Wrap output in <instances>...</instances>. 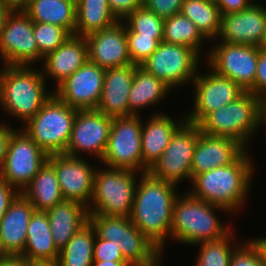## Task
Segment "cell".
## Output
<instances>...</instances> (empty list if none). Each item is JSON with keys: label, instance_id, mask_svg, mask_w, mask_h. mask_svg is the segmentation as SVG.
I'll list each match as a JSON object with an SVG mask.
<instances>
[{"label": "cell", "instance_id": "obj_1", "mask_svg": "<svg viewBox=\"0 0 266 266\" xmlns=\"http://www.w3.org/2000/svg\"><path fill=\"white\" fill-rule=\"evenodd\" d=\"M140 177L130 219L163 252L165 238L171 231L174 201L180 195L175 184L157 179L149 172Z\"/></svg>", "mask_w": 266, "mask_h": 266}, {"label": "cell", "instance_id": "obj_2", "mask_svg": "<svg viewBox=\"0 0 266 266\" xmlns=\"http://www.w3.org/2000/svg\"><path fill=\"white\" fill-rule=\"evenodd\" d=\"M253 163L247 150L228 166H220L196 175L191 182L190 194L210 204L225 209V212L238 210L246 200Z\"/></svg>", "mask_w": 266, "mask_h": 266}, {"label": "cell", "instance_id": "obj_3", "mask_svg": "<svg viewBox=\"0 0 266 266\" xmlns=\"http://www.w3.org/2000/svg\"><path fill=\"white\" fill-rule=\"evenodd\" d=\"M0 71V105L25 124L52 96L42 71L24 65H4Z\"/></svg>", "mask_w": 266, "mask_h": 266}, {"label": "cell", "instance_id": "obj_4", "mask_svg": "<svg viewBox=\"0 0 266 266\" xmlns=\"http://www.w3.org/2000/svg\"><path fill=\"white\" fill-rule=\"evenodd\" d=\"M214 209L225 210L195 198L189 192L183 198L177 196L173 205L170 235L188 245H198L201 242L216 241L225 237L231 229L219 222L213 213Z\"/></svg>", "mask_w": 266, "mask_h": 266}, {"label": "cell", "instance_id": "obj_5", "mask_svg": "<svg viewBox=\"0 0 266 266\" xmlns=\"http://www.w3.org/2000/svg\"><path fill=\"white\" fill-rule=\"evenodd\" d=\"M261 122L262 98L245 91L231 103L208 113L197 125L205 134L236 140L247 149L246 143Z\"/></svg>", "mask_w": 266, "mask_h": 266}, {"label": "cell", "instance_id": "obj_6", "mask_svg": "<svg viewBox=\"0 0 266 266\" xmlns=\"http://www.w3.org/2000/svg\"><path fill=\"white\" fill-rule=\"evenodd\" d=\"M96 234L119 247L131 266H158L163 254L131 221L130 217L89 214Z\"/></svg>", "mask_w": 266, "mask_h": 266}, {"label": "cell", "instance_id": "obj_7", "mask_svg": "<svg viewBox=\"0 0 266 266\" xmlns=\"http://www.w3.org/2000/svg\"><path fill=\"white\" fill-rule=\"evenodd\" d=\"M76 113L53 93L23 130L47 155L64 153Z\"/></svg>", "mask_w": 266, "mask_h": 266}, {"label": "cell", "instance_id": "obj_8", "mask_svg": "<svg viewBox=\"0 0 266 266\" xmlns=\"http://www.w3.org/2000/svg\"><path fill=\"white\" fill-rule=\"evenodd\" d=\"M135 170L97 169L89 214L130 217L136 192ZM95 205V206H94Z\"/></svg>", "mask_w": 266, "mask_h": 266}, {"label": "cell", "instance_id": "obj_9", "mask_svg": "<svg viewBox=\"0 0 266 266\" xmlns=\"http://www.w3.org/2000/svg\"><path fill=\"white\" fill-rule=\"evenodd\" d=\"M198 61L199 54L191 47L162 41L140 67L171 89L194 80Z\"/></svg>", "mask_w": 266, "mask_h": 266}, {"label": "cell", "instance_id": "obj_10", "mask_svg": "<svg viewBox=\"0 0 266 266\" xmlns=\"http://www.w3.org/2000/svg\"><path fill=\"white\" fill-rule=\"evenodd\" d=\"M141 129L142 122L138 115L113 118L108 144L100 162L108 168L143 173Z\"/></svg>", "mask_w": 266, "mask_h": 266}, {"label": "cell", "instance_id": "obj_11", "mask_svg": "<svg viewBox=\"0 0 266 266\" xmlns=\"http://www.w3.org/2000/svg\"><path fill=\"white\" fill-rule=\"evenodd\" d=\"M18 131L14 130L9 138L0 177L21 193L46 162L48 155L23 129Z\"/></svg>", "mask_w": 266, "mask_h": 266}, {"label": "cell", "instance_id": "obj_12", "mask_svg": "<svg viewBox=\"0 0 266 266\" xmlns=\"http://www.w3.org/2000/svg\"><path fill=\"white\" fill-rule=\"evenodd\" d=\"M199 136V126L186 121L174 133L170 143L148 172L157 179L175 185L185 178L192 180V156Z\"/></svg>", "mask_w": 266, "mask_h": 266}, {"label": "cell", "instance_id": "obj_13", "mask_svg": "<svg viewBox=\"0 0 266 266\" xmlns=\"http://www.w3.org/2000/svg\"><path fill=\"white\" fill-rule=\"evenodd\" d=\"M260 48L221 42L208 54V65L218 74L238 83L245 91L253 93Z\"/></svg>", "mask_w": 266, "mask_h": 266}, {"label": "cell", "instance_id": "obj_14", "mask_svg": "<svg viewBox=\"0 0 266 266\" xmlns=\"http://www.w3.org/2000/svg\"><path fill=\"white\" fill-rule=\"evenodd\" d=\"M0 54L6 65L30 66L39 60L33 21L23 10L9 14L0 36Z\"/></svg>", "mask_w": 266, "mask_h": 266}, {"label": "cell", "instance_id": "obj_15", "mask_svg": "<svg viewBox=\"0 0 266 266\" xmlns=\"http://www.w3.org/2000/svg\"><path fill=\"white\" fill-rule=\"evenodd\" d=\"M113 118L97 109L77 110L71 136L64 154L78 157L79 151L94 153L102 159L109 139Z\"/></svg>", "mask_w": 266, "mask_h": 266}, {"label": "cell", "instance_id": "obj_16", "mask_svg": "<svg viewBox=\"0 0 266 266\" xmlns=\"http://www.w3.org/2000/svg\"><path fill=\"white\" fill-rule=\"evenodd\" d=\"M196 74L194 110L185 117L186 121L198 124L208 113L227 105L240 97L245 90L228 77L213 69L205 76Z\"/></svg>", "mask_w": 266, "mask_h": 266}, {"label": "cell", "instance_id": "obj_17", "mask_svg": "<svg viewBox=\"0 0 266 266\" xmlns=\"http://www.w3.org/2000/svg\"><path fill=\"white\" fill-rule=\"evenodd\" d=\"M105 69L87 61L60 83L54 94L77 110L96 109L103 89Z\"/></svg>", "mask_w": 266, "mask_h": 266}, {"label": "cell", "instance_id": "obj_18", "mask_svg": "<svg viewBox=\"0 0 266 266\" xmlns=\"http://www.w3.org/2000/svg\"><path fill=\"white\" fill-rule=\"evenodd\" d=\"M47 160L55 167L64 200L76 201L88 207L86 203L92 199L96 168L93 169L79 156L64 153L48 155Z\"/></svg>", "mask_w": 266, "mask_h": 266}, {"label": "cell", "instance_id": "obj_19", "mask_svg": "<svg viewBox=\"0 0 266 266\" xmlns=\"http://www.w3.org/2000/svg\"><path fill=\"white\" fill-rule=\"evenodd\" d=\"M266 29V7L253 3L238 12L221 15V42L261 47Z\"/></svg>", "mask_w": 266, "mask_h": 266}, {"label": "cell", "instance_id": "obj_20", "mask_svg": "<svg viewBox=\"0 0 266 266\" xmlns=\"http://www.w3.org/2000/svg\"><path fill=\"white\" fill-rule=\"evenodd\" d=\"M89 61L107 70L132 64L128 53L125 25L121 21L87 35Z\"/></svg>", "mask_w": 266, "mask_h": 266}, {"label": "cell", "instance_id": "obj_21", "mask_svg": "<svg viewBox=\"0 0 266 266\" xmlns=\"http://www.w3.org/2000/svg\"><path fill=\"white\" fill-rule=\"evenodd\" d=\"M245 151L246 148L236 140L200 131L192 156V179L200 173L233 164Z\"/></svg>", "mask_w": 266, "mask_h": 266}, {"label": "cell", "instance_id": "obj_22", "mask_svg": "<svg viewBox=\"0 0 266 266\" xmlns=\"http://www.w3.org/2000/svg\"><path fill=\"white\" fill-rule=\"evenodd\" d=\"M137 67L129 64L105 70L98 111L110 118L129 117L128 98Z\"/></svg>", "mask_w": 266, "mask_h": 266}, {"label": "cell", "instance_id": "obj_23", "mask_svg": "<svg viewBox=\"0 0 266 266\" xmlns=\"http://www.w3.org/2000/svg\"><path fill=\"white\" fill-rule=\"evenodd\" d=\"M35 209L21 193L0 220V240L9 256H21L27 240V227Z\"/></svg>", "mask_w": 266, "mask_h": 266}, {"label": "cell", "instance_id": "obj_24", "mask_svg": "<svg viewBox=\"0 0 266 266\" xmlns=\"http://www.w3.org/2000/svg\"><path fill=\"white\" fill-rule=\"evenodd\" d=\"M43 60L42 74L45 76L47 74V76L55 79L58 86L89 60L86 38L71 35L55 51L46 55Z\"/></svg>", "mask_w": 266, "mask_h": 266}, {"label": "cell", "instance_id": "obj_25", "mask_svg": "<svg viewBox=\"0 0 266 266\" xmlns=\"http://www.w3.org/2000/svg\"><path fill=\"white\" fill-rule=\"evenodd\" d=\"M186 122H175L166 114H155L142 124L141 146L143 173L148 172L152 165L160 158L161 154L170 143L174 133ZM178 123V124H177Z\"/></svg>", "mask_w": 266, "mask_h": 266}, {"label": "cell", "instance_id": "obj_26", "mask_svg": "<svg viewBox=\"0 0 266 266\" xmlns=\"http://www.w3.org/2000/svg\"><path fill=\"white\" fill-rule=\"evenodd\" d=\"M46 213L52 238L59 251L89 222L88 208L76 201L64 200L47 210Z\"/></svg>", "mask_w": 266, "mask_h": 266}, {"label": "cell", "instance_id": "obj_27", "mask_svg": "<svg viewBox=\"0 0 266 266\" xmlns=\"http://www.w3.org/2000/svg\"><path fill=\"white\" fill-rule=\"evenodd\" d=\"M21 194L32 203L35 211L46 212L64 201L55 167L48 160Z\"/></svg>", "mask_w": 266, "mask_h": 266}, {"label": "cell", "instance_id": "obj_28", "mask_svg": "<svg viewBox=\"0 0 266 266\" xmlns=\"http://www.w3.org/2000/svg\"><path fill=\"white\" fill-rule=\"evenodd\" d=\"M23 11L33 22L50 23L74 35L76 0H29Z\"/></svg>", "mask_w": 266, "mask_h": 266}, {"label": "cell", "instance_id": "obj_29", "mask_svg": "<svg viewBox=\"0 0 266 266\" xmlns=\"http://www.w3.org/2000/svg\"><path fill=\"white\" fill-rule=\"evenodd\" d=\"M59 253L51 235L47 213L34 211L28 223L27 240L21 257L26 260L58 259Z\"/></svg>", "mask_w": 266, "mask_h": 266}, {"label": "cell", "instance_id": "obj_30", "mask_svg": "<svg viewBox=\"0 0 266 266\" xmlns=\"http://www.w3.org/2000/svg\"><path fill=\"white\" fill-rule=\"evenodd\" d=\"M119 20L111 11L107 0H77L75 36L86 37L101 31Z\"/></svg>", "mask_w": 266, "mask_h": 266}, {"label": "cell", "instance_id": "obj_31", "mask_svg": "<svg viewBox=\"0 0 266 266\" xmlns=\"http://www.w3.org/2000/svg\"><path fill=\"white\" fill-rule=\"evenodd\" d=\"M170 88L154 75L138 66L130 88L128 105L129 116L138 115L139 108L155 105L164 99Z\"/></svg>", "mask_w": 266, "mask_h": 266}, {"label": "cell", "instance_id": "obj_32", "mask_svg": "<svg viewBox=\"0 0 266 266\" xmlns=\"http://www.w3.org/2000/svg\"><path fill=\"white\" fill-rule=\"evenodd\" d=\"M96 230L89 221L59 253L60 266H92Z\"/></svg>", "mask_w": 266, "mask_h": 266}, {"label": "cell", "instance_id": "obj_33", "mask_svg": "<svg viewBox=\"0 0 266 266\" xmlns=\"http://www.w3.org/2000/svg\"><path fill=\"white\" fill-rule=\"evenodd\" d=\"M180 13L189 18L207 39L220 33L221 14L216 2L209 0H184Z\"/></svg>", "mask_w": 266, "mask_h": 266}, {"label": "cell", "instance_id": "obj_34", "mask_svg": "<svg viewBox=\"0 0 266 266\" xmlns=\"http://www.w3.org/2000/svg\"><path fill=\"white\" fill-rule=\"evenodd\" d=\"M204 39L196 25L181 13L164 19L163 42L189 46L200 55Z\"/></svg>", "mask_w": 266, "mask_h": 266}, {"label": "cell", "instance_id": "obj_35", "mask_svg": "<svg viewBox=\"0 0 266 266\" xmlns=\"http://www.w3.org/2000/svg\"><path fill=\"white\" fill-rule=\"evenodd\" d=\"M234 239L230 231L225 237L216 241L201 242L200 253L197 258L199 266H230V259L238 245L233 249L230 239ZM231 247V248H230Z\"/></svg>", "mask_w": 266, "mask_h": 266}, {"label": "cell", "instance_id": "obj_36", "mask_svg": "<svg viewBox=\"0 0 266 266\" xmlns=\"http://www.w3.org/2000/svg\"><path fill=\"white\" fill-rule=\"evenodd\" d=\"M125 19L128 22L125 28L129 32H136L146 37H163L164 35V19L144 5L134 10Z\"/></svg>", "mask_w": 266, "mask_h": 266}, {"label": "cell", "instance_id": "obj_37", "mask_svg": "<svg viewBox=\"0 0 266 266\" xmlns=\"http://www.w3.org/2000/svg\"><path fill=\"white\" fill-rule=\"evenodd\" d=\"M33 34L38 46L39 60H43L46 55L55 51L71 36L61 26L42 22H33Z\"/></svg>", "mask_w": 266, "mask_h": 266}, {"label": "cell", "instance_id": "obj_38", "mask_svg": "<svg viewBox=\"0 0 266 266\" xmlns=\"http://www.w3.org/2000/svg\"><path fill=\"white\" fill-rule=\"evenodd\" d=\"M128 53L132 64L140 66L157 49L163 37L140 36L139 33L129 32L125 28Z\"/></svg>", "mask_w": 266, "mask_h": 266}, {"label": "cell", "instance_id": "obj_39", "mask_svg": "<svg viewBox=\"0 0 266 266\" xmlns=\"http://www.w3.org/2000/svg\"><path fill=\"white\" fill-rule=\"evenodd\" d=\"M234 251L230 259V266H265L256 246L248 240Z\"/></svg>", "mask_w": 266, "mask_h": 266}, {"label": "cell", "instance_id": "obj_40", "mask_svg": "<svg viewBox=\"0 0 266 266\" xmlns=\"http://www.w3.org/2000/svg\"><path fill=\"white\" fill-rule=\"evenodd\" d=\"M93 261H126L119 247L112 241L100 238L97 234L94 242Z\"/></svg>", "mask_w": 266, "mask_h": 266}, {"label": "cell", "instance_id": "obj_41", "mask_svg": "<svg viewBox=\"0 0 266 266\" xmlns=\"http://www.w3.org/2000/svg\"><path fill=\"white\" fill-rule=\"evenodd\" d=\"M184 0H143V5L159 17L166 19L181 11Z\"/></svg>", "mask_w": 266, "mask_h": 266}, {"label": "cell", "instance_id": "obj_42", "mask_svg": "<svg viewBox=\"0 0 266 266\" xmlns=\"http://www.w3.org/2000/svg\"><path fill=\"white\" fill-rule=\"evenodd\" d=\"M253 94L259 98L266 96V50L263 48L259 51Z\"/></svg>", "mask_w": 266, "mask_h": 266}, {"label": "cell", "instance_id": "obj_43", "mask_svg": "<svg viewBox=\"0 0 266 266\" xmlns=\"http://www.w3.org/2000/svg\"><path fill=\"white\" fill-rule=\"evenodd\" d=\"M111 11L121 21L143 5V0H107Z\"/></svg>", "mask_w": 266, "mask_h": 266}, {"label": "cell", "instance_id": "obj_44", "mask_svg": "<svg viewBox=\"0 0 266 266\" xmlns=\"http://www.w3.org/2000/svg\"><path fill=\"white\" fill-rule=\"evenodd\" d=\"M19 194L20 192L16 188L10 185L7 180L0 177V220Z\"/></svg>", "mask_w": 266, "mask_h": 266}, {"label": "cell", "instance_id": "obj_45", "mask_svg": "<svg viewBox=\"0 0 266 266\" xmlns=\"http://www.w3.org/2000/svg\"><path fill=\"white\" fill-rule=\"evenodd\" d=\"M253 3L251 0H216L221 15L241 11Z\"/></svg>", "mask_w": 266, "mask_h": 266}, {"label": "cell", "instance_id": "obj_46", "mask_svg": "<svg viewBox=\"0 0 266 266\" xmlns=\"http://www.w3.org/2000/svg\"><path fill=\"white\" fill-rule=\"evenodd\" d=\"M8 125L0 124V170L3 167L5 158H6V151L9 138L11 133L14 131Z\"/></svg>", "mask_w": 266, "mask_h": 266}, {"label": "cell", "instance_id": "obj_47", "mask_svg": "<svg viewBox=\"0 0 266 266\" xmlns=\"http://www.w3.org/2000/svg\"><path fill=\"white\" fill-rule=\"evenodd\" d=\"M0 266H27V260L21 256H9L7 259L0 261Z\"/></svg>", "mask_w": 266, "mask_h": 266}, {"label": "cell", "instance_id": "obj_48", "mask_svg": "<svg viewBox=\"0 0 266 266\" xmlns=\"http://www.w3.org/2000/svg\"><path fill=\"white\" fill-rule=\"evenodd\" d=\"M27 266H60L58 259L27 260Z\"/></svg>", "mask_w": 266, "mask_h": 266}, {"label": "cell", "instance_id": "obj_49", "mask_svg": "<svg viewBox=\"0 0 266 266\" xmlns=\"http://www.w3.org/2000/svg\"><path fill=\"white\" fill-rule=\"evenodd\" d=\"M28 1L29 0H0L2 4L13 11L23 10L26 7Z\"/></svg>", "mask_w": 266, "mask_h": 266}, {"label": "cell", "instance_id": "obj_50", "mask_svg": "<svg viewBox=\"0 0 266 266\" xmlns=\"http://www.w3.org/2000/svg\"><path fill=\"white\" fill-rule=\"evenodd\" d=\"M252 243L256 246V248L259 251V254L261 255L264 265L266 266V238L265 237H260L256 238L255 240L251 239Z\"/></svg>", "mask_w": 266, "mask_h": 266}, {"label": "cell", "instance_id": "obj_51", "mask_svg": "<svg viewBox=\"0 0 266 266\" xmlns=\"http://www.w3.org/2000/svg\"><path fill=\"white\" fill-rule=\"evenodd\" d=\"M12 11L13 10H11L10 8H8L7 6H5L4 4L0 2V36H1L2 30L4 29L6 20Z\"/></svg>", "mask_w": 266, "mask_h": 266}, {"label": "cell", "instance_id": "obj_52", "mask_svg": "<svg viewBox=\"0 0 266 266\" xmlns=\"http://www.w3.org/2000/svg\"><path fill=\"white\" fill-rule=\"evenodd\" d=\"M92 266H131L127 261H94Z\"/></svg>", "mask_w": 266, "mask_h": 266}, {"label": "cell", "instance_id": "obj_53", "mask_svg": "<svg viewBox=\"0 0 266 266\" xmlns=\"http://www.w3.org/2000/svg\"><path fill=\"white\" fill-rule=\"evenodd\" d=\"M262 123H266V96L262 98Z\"/></svg>", "mask_w": 266, "mask_h": 266}, {"label": "cell", "instance_id": "obj_54", "mask_svg": "<svg viewBox=\"0 0 266 266\" xmlns=\"http://www.w3.org/2000/svg\"><path fill=\"white\" fill-rule=\"evenodd\" d=\"M9 257V255L7 254V252L4 250L2 242L0 240V261H3L5 259H7Z\"/></svg>", "mask_w": 266, "mask_h": 266}, {"label": "cell", "instance_id": "obj_55", "mask_svg": "<svg viewBox=\"0 0 266 266\" xmlns=\"http://www.w3.org/2000/svg\"><path fill=\"white\" fill-rule=\"evenodd\" d=\"M261 48L266 50V29H265V36H264L263 42L261 44Z\"/></svg>", "mask_w": 266, "mask_h": 266}]
</instances>
